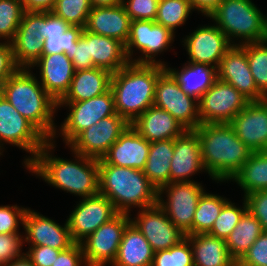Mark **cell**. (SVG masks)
Returning a JSON list of instances; mask_svg holds the SVG:
<instances>
[{
	"label": "cell",
	"instance_id": "obj_1",
	"mask_svg": "<svg viewBox=\"0 0 267 266\" xmlns=\"http://www.w3.org/2000/svg\"><path fill=\"white\" fill-rule=\"evenodd\" d=\"M55 146L48 140L36 157L26 166L50 185L81 196L91 197L99 194L98 159L74 153L78 160L70 161L49 154Z\"/></svg>",
	"mask_w": 267,
	"mask_h": 266
},
{
	"label": "cell",
	"instance_id": "obj_2",
	"mask_svg": "<svg viewBox=\"0 0 267 266\" xmlns=\"http://www.w3.org/2000/svg\"><path fill=\"white\" fill-rule=\"evenodd\" d=\"M194 131L200 142L203 167L212 180H232L252 153L229 123L200 124Z\"/></svg>",
	"mask_w": 267,
	"mask_h": 266
},
{
	"label": "cell",
	"instance_id": "obj_3",
	"mask_svg": "<svg viewBox=\"0 0 267 266\" xmlns=\"http://www.w3.org/2000/svg\"><path fill=\"white\" fill-rule=\"evenodd\" d=\"M10 104L47 140L56 135L54 125L57 102L45 91L30 69L18 68L0 87Z\"/></svg>",
	"mask_w": 267,
	"mask_h": 266
},
{
	"label": "cell",
	"instance_id": "obj_4",
	"mask_svg": "<svg viewBox=\"0 0 267 266\" xmlns=\"http://www.w3.org/2000/svg\"><path fill=\"white\" fill-rule=\"evenodd\" d=\"M165 65L129 62L112 73L110 90L115 111L131 124L153 105L158 76Z\"/></svg>",
	"mask_w": 267,
	"mask_h": 266
},
{
	"label": "cell",
	"instance_id": "obj_5",
	"mask_svg": "<svg viewBox=\"0 0 267 266\" xmlns=\"http://www.w3.org/2000/svg\"><path fill=\"white\" fill-rule=\"evenodd\" d=\"M99 165V194L107 197L118 213L129 214L130 208L140 209L158 204V189L143 170Z\"/></svg>",
	"mask_w": 267,
	"mask_h": 266
},
{
	"label": "cell",
	"instance_id": "obj_6",
	"mask_svg": "<svg viewBox=\"0 0 267 266\" xmlns=\"http://www.w3.org/2000/svg\"><path fill=\"white\" fill-rule=\"evenodd\" d=\"M208 17L215 20L230 43L232 37L244 40L236 45L267 39V16L251 0H222Z\"/></svg>",
	"mask_w": 267,
	"mask_h": 266
},
{
	"label": "cell",
	"instance_id": "obj_7",
	"mask_svg": "<svg viewBox=\"0 0 267 266\" xmlns=\"http://www.w3.org/2000/svg\"><path fill=\"white\" fill-rule=\"evenodd\" d=\"M167 194V201L161 194ZM204 189L195 181L171 182L158 190V205L167 217L186 235H192V222Z\"/></svg>",
	"mask_w": 267,
	"mask_h": 266
},
{
	"label": "cell",
	"instance_id": "obj_8",
	"mask_svg": "<svg viewBox=\"0 0 267 266\" xmlns=\"http://www.w3.org/2000/svg\"><path fill=\"white\" fill-rule=\"evenodd\" d=\"M249 102L235 87L217 79L198 101L200 124L230 123Z\"/></svg>",
	"mask_w": 267,
	"mask_h": 266
},
{
	"label": "cell",
	"instance_id": "obj_9",
	"mask_svg": "<svg viewBox=\"0 0 267 266\" xmlns=\"http://www.w3.org/2000/svg\"><path fill=\"white\" fill-rule=\"evenodd\" d=\"M130 222L129 214L118 213L85 238L81 242L85 266L113 264L118 254L124 230Z\"/></svg>",
	"mask_w": 267,
	"mask_h": 266
},
{
	"label": "cell",
	"instance_id": "obj_10",
	"mask_svg": "<svg viewBox=\"0 0 267 266\" xmlns=\"http://www.w3.org/2000/svg\"><path fill=\"white\" fill-rule=\"evenodd\" d=\"M2 141L32 154L24 161L27 166L48 140L0 94V149Z\"/></svg>",
	"mask_w": 267,
	"mask_h": 266
},
{
	"label": "cell",
	"instance_id": "obj_11",
	"mask_svg": "<svg viewBox=\"0 0 267 266\" xmlns=\"http://www.w3.org/2000/svg\"><path fill=\"white\" fill-rule=\"evenodd\" d=\"M153 105L169 112L186 130L200 125L198 101L188 96L166 69L158 76Z\"/></svg>",
	"mask_w": 267,
	"mask_h": 266
},
{
	"label": "cell",
	"instance_id": "obj_12",
	"mask_svg": "<svg viewBox=\"0 0 267 266\" xmlns=\"http://www.w3.org/2000/svg\"><path fill=\"white\" fill-rule=\"evenodd\" d=\"M69 106L70 113L61 125L63 139L68 145L80 132L96 124L99 120L114 115V96L111 90L80 102H58Z\"/></svg>",
	"mask_w": 267,
	"mask_h": 266
},
{
	"label": "cell",
	"instance_id": "obj_13",
	"mask_svg": "<svg viewBox=\"0 0 267 266\" xmlns=\"http://www.w3.org/2000/svg\"><path fill=\"white\" fill-rule=\"evenodd\" d=\"M128 125L123 117L115 113L80 132L68 145L74 153L99 160Z\"/></svg>",
	"mask_w": 267,
	"mask_h": 266
},
{
	"label": "cell",
	"instance_id": "obj_14",
	"mask_svg": "<svg viewBox=\"0 0 267 266\" xmlns=\"http://www.w3.org/2000/svg\"><path fill=\"white\" fill-rule=\"evenodd\" d=\"M174 33L168 28L156 23L153 20H132L130 34L127 43L125 44L126 54L130 62L146 63V64H161V61H155V55L166 50L173 41ZM140 50L143 57L131 59L133 48Z\"/></svg>",
	"mask_w": 267,
	"mask_h": 266
},
{
	"label": "cell",
	"instance_id": "obj_15",
	"mask_svg": "<svg viewBox=\"0 0 267 266\" xmlns=\"http://www.w3.org/2000/svg\"><path fill=\"white\" fill-rule=\"evenodd\" d=\"M117 214L113 203L101 194L83 198L67 219L73 241L81 243Z\"/></svg>",
	"mask_w": 267,
	"mask_h": 266
},
{
	"label": "cell",
	"instance_id": "obj_16",
	"mask_svg": "<svg viewBox=\"0 0 267 266\" xmlns=\"http://www.w3.org/2000/svg\"><path fill=\"white\" fill-rule=\"evenodd\" d=\"M131 223L144 235L154 252L167 250L186 238L158 204L141 209Z\"/></svg>",
	"mask_w": 267,
	"mask_h": 266
},
{
	"label": "cell",
	"instance_id": "obj_17",
	"mask_svg": "<svg viewBox=\"0 0 267 266\" xmlns=\"http://www.w3.org/2000/svg\"><path fill=\"white\" fill-rule=\"evenodd\" d=\"M217 78L235 87L250 102L266 99L255 84L246 51L241 45H233L222 57L217 67Z\"/></svg>",
	"mask_w": 267,
	"mask_h": 266
},
{
	"label": "cell",
	"instance_id": "obj_18",
	"mask_svg": "<svg viewBox=\"0 0 267 266\" xmlns=\"http://www.w3.org/2000/svg\"><path fill=\"white\" fill-rule=\"evenodd\" d=\"M252 151H267V100L251 101L229 123Z\"/></svg>",
	"mask_w": 267,
	"mask_h": 266
},
{
	"label": "cell",
	"instance_id": "obj_19",
	"mask_svg": "<svg viewBox=\"0 0 267 266\" xmlns=\"http://www.w3.org/2000/svg\"><path fill=\"white\" fill-rule=\"evenodd\" d=\"M184 39L188 62L202 63L217 68L226 52L236 44H231L227 36L217 26L197 28Z\"/></svg>",
	"mask_w": 267,
	"mask_h": 266
},
{
	"label": "cell",
	"instance_id": "obj_20",
	"mask_svg": "<svg viewBox=\"0 0 267 266\" xmlns=\"http://www.w3.org/2000/svg\"><path fill=\"white\" fill-rule=\"evenodd\" d=\"M150 142L130 124L112 144L98 164H110L143 170L149 153Z\"/></svg>",
	"mask_w": 267,
	"mask_h": 266
},
{
	"label": "cell",
	"instance_id": "obj_21",
	"mask_svg": "<svg viewBox=\"0 0 267 266\" xmlns=\"http://www.w3.org/2000/svg\"><path fill=\"white\" fill-rule=\"evenodd\" d=\"M23 227L26 232L25 241L31 246H48L53 249L65 250L75 242L71 237L68 222L62 227L34 210L27 209Z\"/></svg>",
	"mask_w": 267,
	"mask_h": 266
},
{
	"label": "cell",
	"instance_id": "obj_22",
	"mask_svg": "<svg viewBox=\"0 0 267 266\" xmlns=\"http://www.w3.org/2000/svg\"><path fill=\"white\" fill-rule=\"evenodd\" d=\"M40 28V12H24L22 21L11 42L13 56L19 68H30L42 56L43 35Z\"/></svg>",
	"mask_w": 267,
	"mask_h": 266
},
{
	"label": "cell",
	"instance_id": "obj_23",
	"mask_svg": "<svg viewBox=\"0 0 267 266\" xmlns=\"http://www.w3.org/2000/svg\"><path fill=\"white\" fill-rule=\"evenodd\" d=\"M36 65L40 67V84L58 103L69 90L75 74L72 60L65 53L42 54L33 67Z\"/></svg>",
	"mask_w": 267,
	"mask_h": 266
},
{
	"label": "cell",
	"instance_id": "obj_24",
	"mask_svg": "<svg viewBox=\"0 0 267 266\" xmlns=\"http://www.w3.org/2000/svg\"><path fill=\"white\" fill-rule=\"evenodd\" d=\"M170 163V183L192 181L188 179L190 176L205 170L200 142L194 130H186L174 139V155Z\"/></svg>",
	"mask_w": 267,
	"mask_h": 266
},
{
	"label": "cell",
	"instance_id": "obj_25",
	"mask_svg": "<svg viewBox=\"0 0 267 266\" xmlns=\"http://www.w3.org/2000/svg\"><path fill=\"white\" fill-rule=\"evenodd\" d=\"M131 21L122 4L110 7H93L84 29L126 44L130 34Z\"/></svg>",
	"mask_w": 267,
	"mask_h": 266
},
{
	"label": "cell",
	"instance_id": "obj_26",
	"mask_svg": "<svg viewBox=\"0 0 267 266\" xmlns=\"http://www.w3.org/2000/svg\"><path fill=\"white\" fill-rule=\"evenodd\" d=\"M148 142L175 139L186 129L167 111L149 107L130 124Z\"/></svg>",
	"mask_w": 267,
	"mask_h": 266
},
{
	"label": "cell",
	"instance_id": "obj_27",
	"mask_svg": "<svg viewBox=\"0 0 267 266\" xmlns=\"http://www.w3.org/2000/svg\"><path fill=\"white\" fill-rule=\"evenodd\" d=\"M88 58H92L95 67L115 73L130 61L125 44L121 41L97 35L87 31Z\"/></svg>",
	"mask_w": 267,
	"mask_h": 266
},
{
	"label": "cell",
	"instance_id": "obj_28",
	"mask_svg": "<svg viewBox=\"0 0 267 266\" xmlns=\"http://www.w3.org/2000/svg\"><path fill=\"white\" fill-rule=\"evenodd\" d=\"M112 73L102 68L75 71L69 90L59 102H80L110 90Z\"/></svg>",
	"mask_w": 267,
	"mask_h": 266
},
{
	"label": "cell",
	"instance_id": "obj_29",
	"mask_svg": "<svg viewBox=\"0 0 267 266\" xmlns=\"http://www.w3.org/2000/svg\"><path fill=\"white\" fill-rule=\"evenodd\" d=\"M154 253L144 235L130 222L112 266H151Z\"/></svg>",
	"mask_w": 267,
	"mask_h": 266
},
{
	"label": "cell",
	"instance_id": "obj_30",
	"mask_svg": "<svg viewBox=\"0 0 267 266\" xmlns=\"http://www.w3.org/2000/svg\"><path fill=\"white\" fill-rule=\"evenodd\" d=\"M186 238L193 250L194 266H237L225 240L208 233L186 235Z\"/></svg>",
	"mask_w": 267,
	"mask_h": 266
},
{
	"label": "cell",
	"instance_id": "obj_31",
	"mask_svg": "<svg viewBox=\"0 0 267 266\" xmlns=\"http://www.w3.org/2000/svg\"><path fill=\"white\" fill-rule=\"evenodd\" d=\"M165 69L177 81L180 88L197 101L218 79L217 68L202 63L188 62L181 71L167 68V66Z\"/></svg>",
	"mask_w": 267,
	"mask_h": 266
},
{
	"label": "cell",
	"instance_id": "obj_32",
	"mask_svg": "<svg viewBox=\"0 0 267 266\" xmlns=\"http://www.w3.org/2000/svg\"><path fill=\"white\" fill-rule=\"evenodd\" d=\"M173 155L174 139L150 143L143 173L158 190L170 183V162Z\"/></svg>",
	"mask_w": 267,
	"mask_h": 266
},
{
	"label": "cell",
	"instance_id": "obj_33",
	"mask_svg": "<svg viewBox=\"0 0 267 266\" xmlns=\"http://www.w3.org/2000/svg\"><path fill=\"white\" fill-rule=\"evenodd\" d=\"M263 232L260 222L246 210L225 240L232 258L238 262Z\"/></svg>",
	"mask_w": 267,
	"mask_h": 266
},
{
	"label": "cell",
	"instance_id": "obj_34",
	"mask_svg": "<svg viewBox=\"0 0 267 266\" xmlns=\"http://www.w3.org/2000/svg\"><path fill=\"white\" fill-rule=\"evenodd\" d=\"M232 179L244 190V197L255 191L267 190V151L252 152Z\"/></svg>",
	"mask_w": 267,
	"mask_h": 266
},
{
	"label": "cell",
	"instance_id": "obj_35",
	"mask_svg": "<svg viewBox=\"0 0 267 266\" xmlns=\"http://www.w3.org/2000/svg\"><path fill=\"white\" fill-rule=\"evenodd\" d=\"M227 202L221 196L203 192L192 222V235L208 233Z\"/></svg>",
	"mask_w": 267,
	"mask_h": 266
},
{
	"label": "cell",
	"instance_id": "obj_36",
	"mask_svg": "<svg viewBox=\"0 0 267 266\" xmlns=\"http://www.w3.org/2000/svg\"><path fill=\"white\" fill-rule=\"evenodd\" d=\"M258 90L267 98V39L241 45Z\"/></svg>",
	"mask_w": 267,
	"mask_h": 266
},
{
	"label": "cell",
	"instance_id": "obj_37",
	"mask_svg": "<svg viewBox=\"0 0 267 266\" xmlns=\"http://www.w3.org/2000/svg\"><path fill=\"white\" fill-rule=\"evenodd\" d=\"M191 10L190 0H160L155 22L174 33L176 27L186 22Z\"/></svg>",
	"mask_w": 267,
	"mask_h": 266
},
{
	"label": "cell",
	"instance_id": "obj_38",
	"mask_svg": "<svg viewBox=\"0 0 267 266\" xmlns=\"http://www.w3.org/2000/svg\"><path fill=\"white\" fill-rule=\"evenodd\" d=\"M92 6L90 0H55L51 12L69 26L85 27Z\"/></svg>",
	"mask_w": 267,
	"mask_h": 266
},
{
	"label": "cell",
	"instance_id": "obj_39",
	"mask_svg": "<svg viewBox=\"0 0 267 266\" xmlns=\"http://www.w3.org/2000/svg\"><path fill=\"white\" fill-rule=\"evenodd\" d=\"M24 12L21 0H0V38L13 41Z\"/></svg>",
	"mask_w": 267,
	"mask_h": 266
},
{
	"label": "cell",
	"instance_id": "obj_40",
	"mask_svg": "<svg viewBox=\"0 0 267 266\" xmlns=\"http://www.w3.org/2000/svg\"><path fill=\"white\" fill-rule=\"evenodd\" d=\"M243 209L237 208L234 203L227 202L217 219L215 220L213 227L208 232V234L218 237L220 239L226 240L229 234L233 231L235 226L238 224L241 216L247 210V203L244 198Z\"/></svg>",
	"mask_w": 267,
	"mask_h": 266
},
{
	"label": "cell",
	"instance_id": "obj_41",
	"mask_svg": "<svg viewBox=\"0 0 267 266\" xmlns=\"http://www.w3.org/2000/svg\"><path fill=\"white\" fill-rule=\"evenodd\" d=\"M83 27L69 26L60 37H46L43 41L42 54L65 53L66 55L77 43L83 32Z\"/></svg>",
	"mask_w": 267,
	"mask_h": 266
},
{
	"label": "cell",
	"instance_id": "obj_42",
	"mask_svg": "<svg viewBox=\"0 0 267 266\" xmlns=\"http://www.w3.org/2000/svg\"><path fill=\"white\" fill-rule=\"evenodd\" d=\"M160 0H122V5L131 20L156 19L157 8Z\"/></svg>",
	"mask_w": 267,
	"mask_h": 266
},
{
	"label": "cell",
	"instance_id": "obj_43",
	"mask_svg": "<svg viewBox=\"0 0 267 266\" xmlns=\"http://www.w3.org/2000/svg\"><path fill=\"white\" fill-rule=\"evenodd\" d=\"M237 266H267V232L257 238Z\"/></svg>",
	"mask_w": 267,
	"mask_h": 266
},
{
	"label": "cell",
	"instance_id": "obj_44",
	"mask_svg": "<svg viewBox=\"0 0 267 266\" xmlns=\"http://www.w3.org/2000/svg\"><path fill=\"white\" fill-rule=\"evenodd\" d=\"M27 208L15 206H0V233H18L19 221L23 225Z\"/></svg>",
	"mask_w": 267,
	"mask_h": 266
},
{
	"label": "cell",
	"instance_id": "obj_45",
	"mask_svg": "<svg viewBox=\"0 0 267 266\" xmlns=\"http://www.w3.org/2000/svg\"><path fill=\"white\" fill-rule=\"evenodd\" d=\"M19 233L1 234L0 233V264L4 265L13 259L22 257L21 246L24 240ZM23 240V241H22Z\"/></svg>",
	"mask_w": 267,
	"mask_h": 266
},
{
	"label": "cell",
	"instance_id": "obj_46",
	"mask_svg": "<svg viewBox=\"0 0 267 266\" xmlns=\"http://www.w3.org/2000/svg\"><path fill=\"white\" fill-rule=\"evenodd\" d=\"M247 210L260 222L267 232V190L252 192L245 197Z\"/></svg>",
	"mask_w": 267,
	"mask_h": 266
},
{
	"label": "cell",
	"instance_id": "obj_47",
	"mask_svg": "<svg viewBox=\"0 0 267 266\" xmlns=\"http://www.w3.org/2000/svg\"><path fill=\"white\" fill-rule=\"evenodd\" d=\"M67 56L72 60L75 71L95 68L92 58H88L87 31L85 29Z\"/></svg>",
	"mask_w": 267,
	"mask_h": 266
},
{
	"label": "cell",
	"instance_id": "obj_48",
	"mask_svg": "<svg viewBox=\"0 0 267 266\" xmlns=\"http://www.w3.org/2000/svg\"><path fill=\"white\" fill-rule=\"evenodd\" d=\"M69 25L60 17L49 12H40V28L38 31L46 37H60Z\"/></svg>",
	"mask_w": 267,
	"mask_h": 266
},
{
	"label": "cell",
	"instance_id": "obj_49",
	"mask_svg": "<svg viewBox=\"0 0 267 266\" xmlns=\"http://www.w3.org/2000/svg\"><path fill=\"white\" fill-rule=\"evenodd\" d=\"M60 251L48 246H31L25 255L34 266H53Z\"/></svg>",
	"mask_w": 267,
	"mask_h": 266
},
{
	"label": "cell",
	"instance_id": "obj_50",
	"mask_svg": "<svg viewBox=\"0 0 267 266\" xmlns=\"http://www.w3.org/2000/svg\"><path fill=\"white\" fill-rule=\"evenodd\" d=\"M10 42L0 43V87L18 69Z\"/></svg>",
	"mask_w": 267,
	"mask_h": 266
},
{
	"label": "cell",
	"instance_id": "obj_51",
	"mask_svg": "<svg viewBox=\"0 0 267 266\" xmlns=\"http://www.w3.org/2000/svg\"><path fill=\"white\" fill-rule=\"evenodd\" d=\"M84 261L81 243H74L71 247L61 250L53 266H81Z\"/></svg>",
	"mask_w": 267,
	"mask_h": 266
},
{
	"label": "cell",
	"instance_id": "obj_52",
	"mask_svg": "<svg viewBox=\"0 0 267 266\" xmlns=\"http://www.w3.org/2000/svg\"><path fill=\"white\" fill-rule=\"evenodd\" d=\"M174 261L175 266H194L193 250L187 238L174 246Z\"/></svg>",
	"mask_w": 267,
	"mask_h": 266
},
{
	"label": "cell",
	"instance_id": "obj_53",
	"mask_svg": "<svg viewBox=\"0 0 267 266\" xmlns=\"http://www.w3.org/2000/svg\"><path fill=\"white\" fill-rule=\"evenodd\" d=\"M27 12H49L53 9L55 0H21Z\"/></svg>",
	"mask_w": 267,
	"mask_h": 266
},
{
	"label": "cell",
	"instance_id": "obj_54",
	"mask_svg": "<svg viewBox=\"0 0 267 266\" xmlns=\"http://www.w3.org/2000/svg\"><path fill=\"white\" fill-rule=\"evenodd\" d=\"M151 266H175L174 246L155 252Z\"/></svg>",
	"mask_w": 267,
	"mask_h": 266
},
{
	"label": "cell",
	"instance_id": "obj_55",
	"mask_svg": "<svg viewBox=\"0 0 267 266\" xmlns=\"http://www.w3.org/2000/svg\"><path fill=\"white\" fill-rule=\"evenodd\" d=\"M222 0H190L191 6L198 11H201L204 15L208 16Z\"/></svg>",
	"mask_w": 267,
	"mask_h": 266
},
{
	"label": "cell",
	"instance_id": "obj_56",
	"mask_svg": "<svg viewBox=\"0 0 267 266\" xmlns=\"http://www.w3.org/2000/svg\"><path fill=\"white\" fill-rule=\"evenodd\" d=\"M93 7H110L122 4V0H90Z\"/></svg>",
	"mask_w": 267,
	"mask_h": 266
},
{
	"label": "cell",
	"instance_id": "obj_57",
	"mask_svg": "<svg viewBox=\"0 0 267 266\" xmlns=\"http://www.w3.org/2000/svg\"><path fill=\"white\" fill-rule=\"evenodd\" d=\"M2 266H34L30 259L24 254L22 257L13 259Z\"/></svg>",
	"mask_w": 267,
	"mask_h": 266
}]
</instances>
